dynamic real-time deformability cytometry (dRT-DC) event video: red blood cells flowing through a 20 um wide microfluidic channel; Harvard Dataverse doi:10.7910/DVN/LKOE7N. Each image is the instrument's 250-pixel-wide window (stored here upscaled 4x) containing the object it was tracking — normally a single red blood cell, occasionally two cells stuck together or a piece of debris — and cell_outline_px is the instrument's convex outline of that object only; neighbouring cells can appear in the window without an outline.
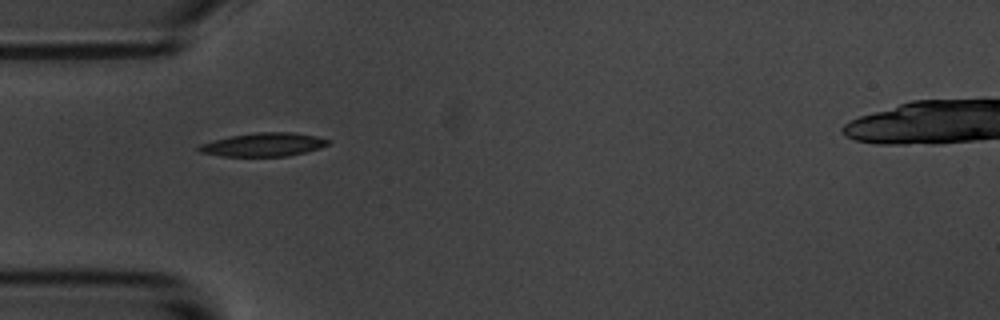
{"species": "common noctule bat (a hibernating species)", "species_latin": "Nyctalus noctula", "temperature_condition": "room temperature", "stored_images_in_passage": 6, "camera_frame_rate_fps": 3000, "um_per_image_px": 0.085, "animal": {"sex": "male", "body_mass_g": 20.1, "forearm_length_mm": 53.5}, "frame": {"image": 1, "passage_image": 1, "time_ms": 0.0, "image_size_px": [1000, 320], "cell_outline_px": [[332, 140], [328, 144], [320, 148], [288, 156], [220, 156], [200, 152], [196, 148], [196, 144], [228, 136], [256, 132], [292, 132], [316, 136]], "centroid_in_image_um": [22.34, 12.28], "position_along_channel_um": 62.7, "area_um2": 17.92}}
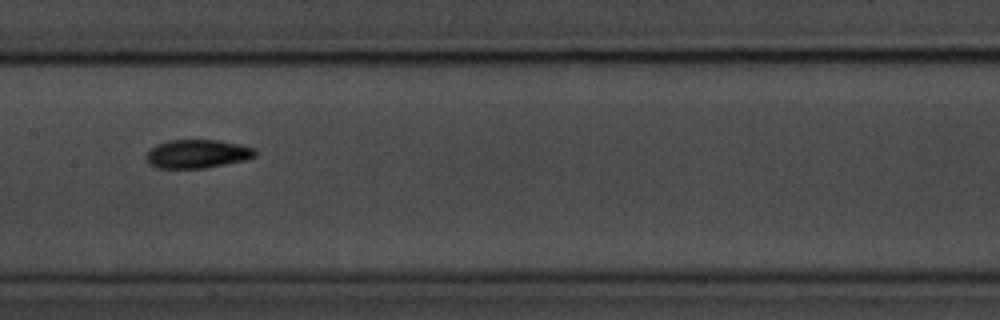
{"frame": {"image": 2, "passage_image": 4, "time_ms": 3.667, "image_size_px": [1000, 320], "cell_outline_px": [[256, 156], [244, 160], [204, 168], [156, 168], [148, 164], [144, 156], [156, 144], [168, 140], [220, 140], [240, 144], [256, 148]], "centroid_in_image_um": [16.75, 13.07], "position_along_channel_um": 190.6, "area_um2": 18.26}}
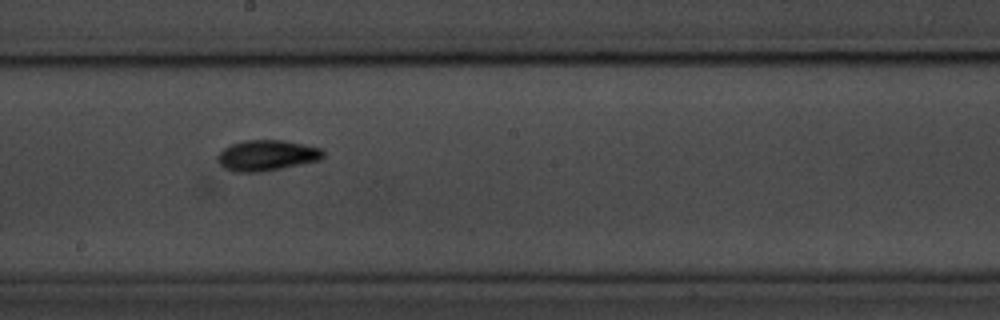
{"frame": {"image": 3, "passage_image": 5, "time_ms": 4.667, "image_size_px": [1000, 320], "cell_outline_px": [[324, 156], [320, 160], [260, 172], [232, 172], [224, 168], [216, 160], [216, 156], [224, 148], [232, 144], [244, 140], [284, 140], [304, 144], [320, 148], [324, 152]], "centroid_in_image_um": [22.65, 13.21], "position_along_channel_um": 225.6, "area_um2": 18.9}}